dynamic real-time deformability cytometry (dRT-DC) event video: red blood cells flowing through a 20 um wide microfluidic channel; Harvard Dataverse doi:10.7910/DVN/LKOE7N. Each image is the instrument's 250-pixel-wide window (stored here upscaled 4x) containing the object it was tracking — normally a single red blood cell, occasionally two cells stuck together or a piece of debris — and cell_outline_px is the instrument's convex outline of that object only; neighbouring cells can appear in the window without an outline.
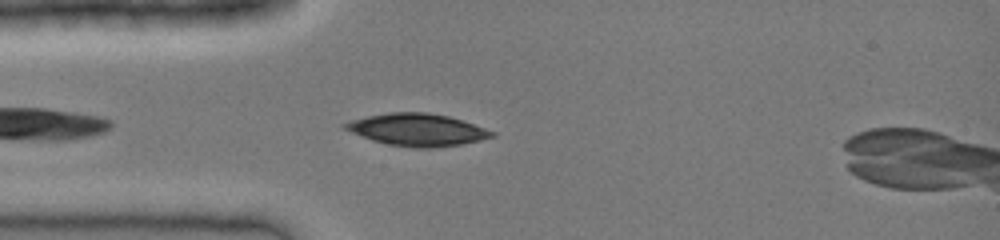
{"species": "common noctule bat (a hibernating species)", "species_latin": "Nyctalus noctula", "temperature_condition": "cold", "stored_images_in_passage": 33, "camera_frame_rate_fps": 3000, "um_per_image_px": 0.085, "animal": {"sex": "female", "body_mass_g": 19.0, "forearm_length_mm": 51.5}, "frame": {"image": 1, "passage_image": 3, "time_ms": 0.667, "image_size_px": [1000, 240], "cell_outline_px": [[496, 136], [480, 140], [460, 144], [432, 148], [412, 148], [388, 144], [372, 140], [352, 132], [344, 128], [340, 124], [352, 120], [368, 116], [388, 112], [428, 112], [448, 116], [496, 132]], "centroid_in_image_um": [35.46, 11.03], "position_along_channel_um": 49.5, "area_um2": 27.4}}
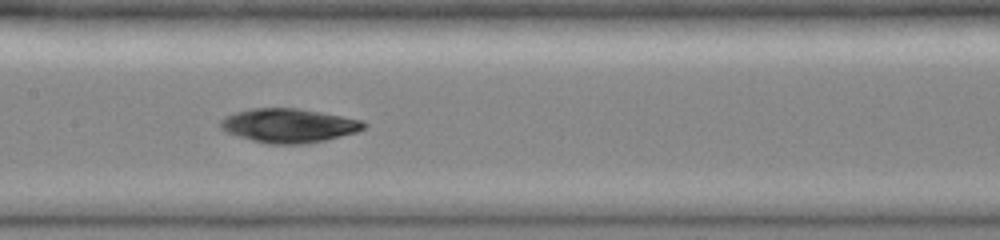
{"frame": {"image": 2, "passage_image": 12, "time_ms": 3.667, "image_size_px": [1000, 240], "cell_outline_px": [[368, 124], [364, 128], [356, 132], [324, 140], [304, 144], [268, 144], [252, 140], [228, 132], [220, 128], [220, 120], [236, 112], [252, 108], [296, 108], [320, 112], [364, 120]], "centroid_in_image_um": [24.58, 10.67], "position_along_channel_um": 182.8, "area_um2": 28.15}}
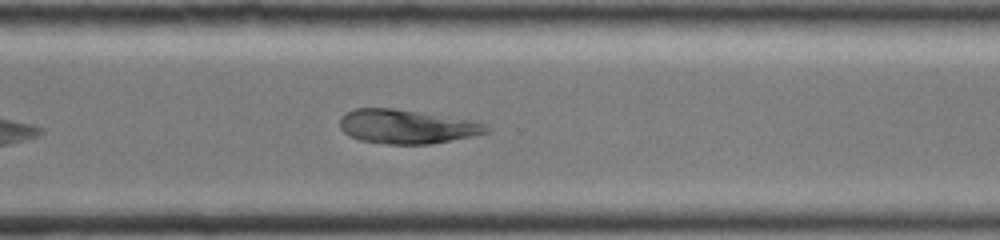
{"frame": {"image": 3, "passage_image": 22, "time_ms": 7.0, "image_size_px": [1000, 240], "cell_outline_px": [[488, 132], [472, 136], [428, 144], [388, 144], [360, 140], [348, 136], [340, 128], [340, 116], [356, 108], [392, 108], [480, 120], [488, 128]], "centroid_in_image_um": [34.59, 10.75], "position_along_channel_um": 336.0, "area_um2": 29.25}}